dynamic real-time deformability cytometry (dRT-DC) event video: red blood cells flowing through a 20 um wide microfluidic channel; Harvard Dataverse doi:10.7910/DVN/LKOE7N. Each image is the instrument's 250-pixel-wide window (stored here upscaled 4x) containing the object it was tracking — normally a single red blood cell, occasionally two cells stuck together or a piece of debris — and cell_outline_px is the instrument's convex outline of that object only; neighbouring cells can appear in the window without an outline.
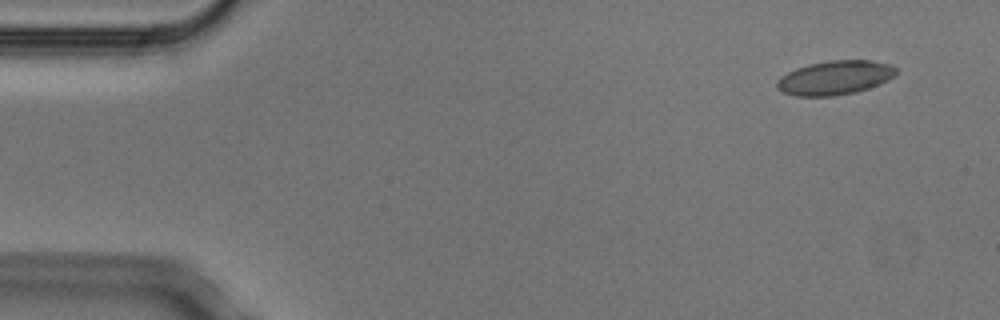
{"species": "Egyptian fruit bat (a non-hibernating species)", "species_latin": "Rousettus aegyptiacus", "temperature_condition": "cold", "stored_images_in_passage": 4, "camera_frame_rate_fps": 3000, "um_per_image_px": 0.085, "animal": {"sex": "male"}, "frame": {"image": 1, "passage_image": 1, "time_ms": 0.0, "image_size_px": [1000, 320], "cell_outline_px": [[896, 76], [888, 80], [868, 88], [856, 92], [832, 96], [796, 96], [784, 92], [776, 88], [776, 80], [780, 76], [796, 68], [808, 64], [828, 60], [872, 60], [888, 64], [896, 68]], "centroid_in_image_um": [70.95, 6.6], "position_along_channel_um": 14.1, "area_um2": 23.76}}